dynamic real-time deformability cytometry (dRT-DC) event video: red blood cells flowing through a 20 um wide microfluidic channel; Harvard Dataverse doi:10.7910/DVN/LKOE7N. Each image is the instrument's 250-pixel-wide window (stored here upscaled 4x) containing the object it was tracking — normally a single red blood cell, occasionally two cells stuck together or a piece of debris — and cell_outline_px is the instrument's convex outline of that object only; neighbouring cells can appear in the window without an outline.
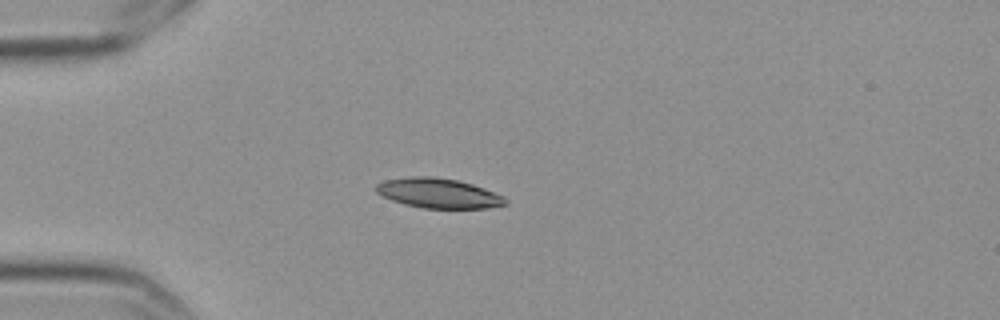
{"species": "Egyptian fruit bat (a non-hibernating species)", "species_latin": "Rousettus aegyptiacus", "temperature_condition": "cold", "stored_images_in_passage": 12, "camera_frame_rate_fps": 3000, "um_per_image_px": 0.085, "frame": {"image": 1, "passage_image": 3, "time_ms": 0.667, "image_size_px": [1000, 320], "cell_outline_px": [[508, 204], [488, 208], [424, 208], [404, 204], [380, 196], [376, 192], [376, 184], [384, 180], [412, 176], [432, 176], [456, 180], [472, 184], [484, 188], [504, 196], [508, 200]], "centroid_in_image_um": [37.26, 16.42], "position_along_channel_um": 47.7, "area_um2": 22.54}}
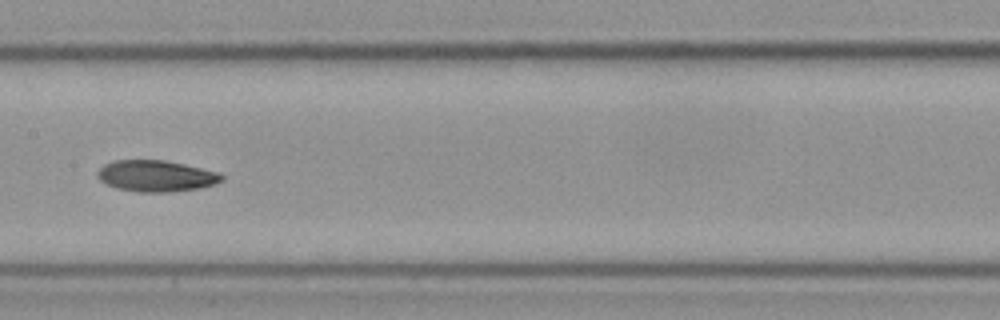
{"frame": {"image": 2, "passage_image": 7, "time_ms": 2.0, "image_size_px": [1000, 320], "cell_outline_px": [[224, 180], [200, 188], [168, 192], [136, 192], [120, 188], [108, 184], [100, 180], [96, 176], [96, 172], [104, 164], [112, 160], [164, 160], [184, 164], [220, 172], [224, 176]], "centroid_in_image_um": [13.27, 14.95], "position_along_channel_um": 194.1, "area_um2": 22.66}}
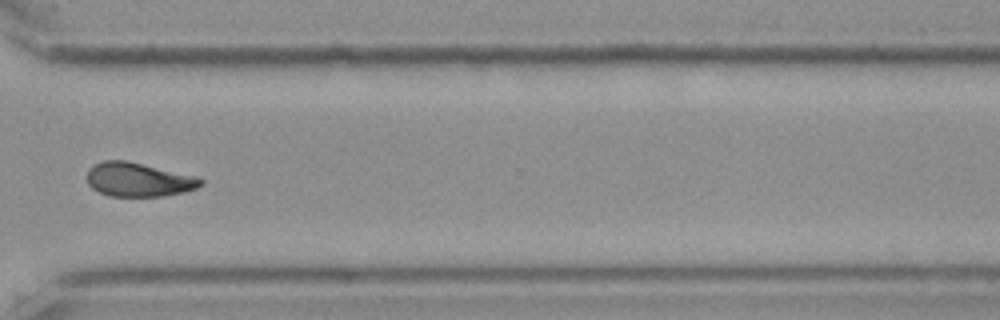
{"frame": {"image": 3, "passage_image": 11, "time_ms": 3.333, "image_size_px": [1000, 320], "cell_outline_px": [[204, 184], [196, 188], [184, 192], [160, 196], [108, 196], [92, 188], [88, 184], [88, 168], [92, 164], [104, 160], [128, 160], [196, 176], [204, 180]], "centroid_in_image_um": [11.77, 15.25], "position_along_channel_um": 358.8, "area_um2": 22.66}}